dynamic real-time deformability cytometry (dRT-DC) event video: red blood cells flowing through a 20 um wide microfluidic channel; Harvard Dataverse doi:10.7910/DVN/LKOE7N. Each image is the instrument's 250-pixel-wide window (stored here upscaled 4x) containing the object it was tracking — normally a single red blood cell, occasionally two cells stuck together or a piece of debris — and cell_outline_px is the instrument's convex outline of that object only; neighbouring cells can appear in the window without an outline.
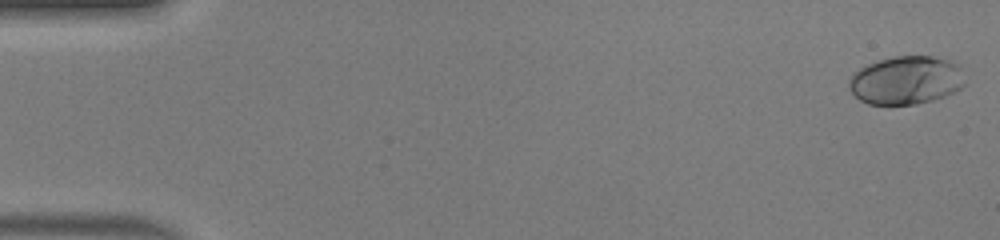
{"species": "human", "species_latin": "Homo sapiens", "temperature_condition": "warm", "stored_images_in_passage": 50, "camera_frame_rate_fps": 3000, "um_per_image_px": 0.085, "donor": {"sex": "male"}, "frame": {"image": 1, "passage_image": 1, "time_ms": 0.0, "image_size_px": [1000, 240], "cell_outline_px": [[964, 84], [956, 92], [932, 100], [916, 104], [868, 104], [860, 100], [848, 88], [848, 80], [860, 68], [876, 60], [892, 56], [932, 56], [952, 60], [960, 64]], "centroid_in_image_um": [77.03, 6.8], "position_along_channel_um": 8.0, "area_um2": 32.83}}
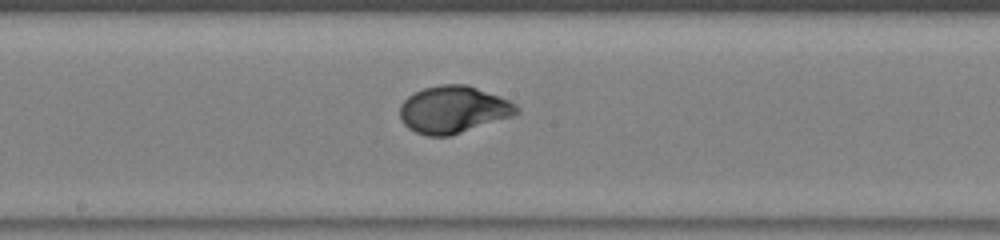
{"frame": {"image": 2, "passage_image": 27, "time_ms": 8.667, "image_size_px": [1000, 240], "cell_outline_px": [[520, 112], [512, 116], [448, 136], [428, 136], [416, 132], [408, 128], [404, 124], [400, 116], [400, 104], [408, 96], [424, 88], [440, 84], [468, 84], [508, 100], [516, 104], [520, 108]], "centroid_in_image_um": [38.52, 9.3], "position_along_channel_um": 209.7, "area_um2": 31.85}}
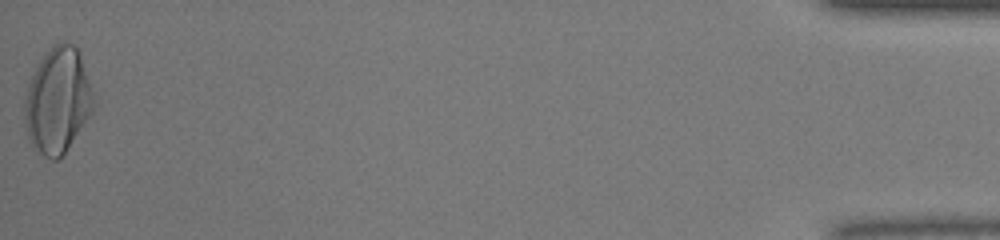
{"frame": {"image": 3, "passage_image": 50, "time_ms": 16.333, "image_size_px": [1000, 240], "cell_outline_px": [[96, 104], [92, 112], [64, 152], [56, 160], [52, 160], [36, 152], [32, 148], [28, 140], [24, 124], [24, 100], [32, 76], [40, 60], [52, 44], [60, 40], [64, 40], [72, 44], [80, 52], [96, 92]], "centroid_in_image_um": [4.93, 8.51], "position_along_channel_um": 430.3, "area_um2": 43.18}, "authors_computed_cell_mechanics": {"area_um2": 31.6455, "velocity_mm_per_s": 4.1477, "shape_relaxation_time_tau1_ms": 3.1246, "shape_relaxation_time_tau2_ms": null, "deformation_change_tau1": 0.1947, "deformation_change_tau2": null}}